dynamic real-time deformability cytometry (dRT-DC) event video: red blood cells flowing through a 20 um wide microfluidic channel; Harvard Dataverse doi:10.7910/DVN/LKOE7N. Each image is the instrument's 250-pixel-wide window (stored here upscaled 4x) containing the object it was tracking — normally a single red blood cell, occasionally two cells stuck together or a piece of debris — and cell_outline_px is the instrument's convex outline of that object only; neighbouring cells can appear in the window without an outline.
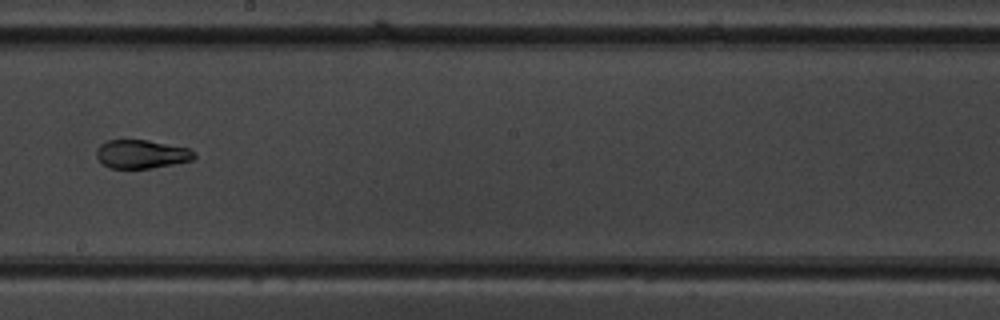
{"species": "common noctule bat (a hibernating species)", "species_latin": "Nyctalus noctula", "temperature_condition": "warm", "stored_images_in_passage": 8, "camera_frame_rate_fps": 3000, "um_per_image_px": 0.085, "animal": {"sex": "male", "body_mass_g": 19.5, "forearm_length_mm": 54.6}, "frame": {"image": 1, "passage_image": 8, "time_ms": 9.667, "image_size_px": [1000, 320], "cell_outline_px": [[196, 156], [192, 160], [152, 168], [112, 168], [104, 164], [96, 156], [96, 152], [100, 144], [108, 140], [148, 140], [188, 148], [196, 152]], "centroid_in_image_um": [12.05, 13.09], "position_along_channel_um": 236.2, "area_um2": 16.13}}